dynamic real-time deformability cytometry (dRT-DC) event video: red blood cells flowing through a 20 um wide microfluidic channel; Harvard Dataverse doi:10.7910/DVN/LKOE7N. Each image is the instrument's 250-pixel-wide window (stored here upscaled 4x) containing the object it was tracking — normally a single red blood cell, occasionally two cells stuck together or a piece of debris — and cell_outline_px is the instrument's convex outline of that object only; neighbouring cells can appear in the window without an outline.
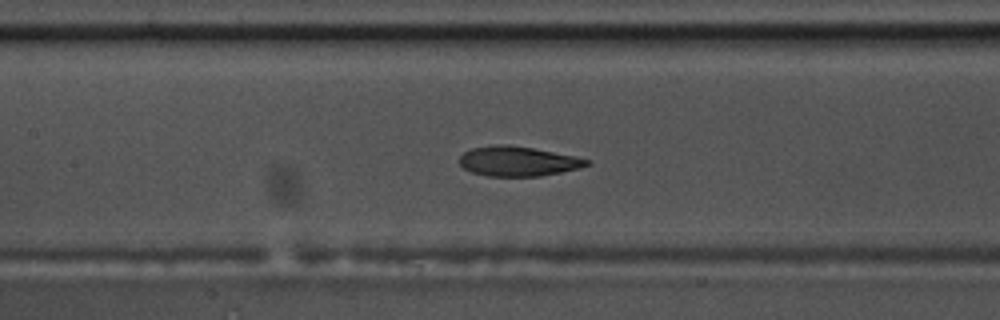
{"species": "common noctule bat (a hibernating species)", "species_latin": "Nyctalus noctula", "temperature_condition": "warm", "stored_images_in_passage": 41, "camera_frame_rate_fps": 3000, "um_per_image_px": 0.085, "animal": {"sex": "male", "body_mass_g": 17.5, "forearm_length_mm": 52.3}, "frame": {"image": 1, "passage_image": 10, "time_ms": 3.0, "image_size_px": [1000, 320], "cell_outline_px": [[592, 164], [580, 168], [540, 176], [488, 176], [472, 172], [464, 168], [456, 160], [464, 152], [472, 148], [500, 144], [508, 144], [532, 148], [576, 156], [592, 160]], "centroid_in_image_um": [44.04, 13.7], "position_along_channel_um": 163.4, "area_um2": 22.2}}
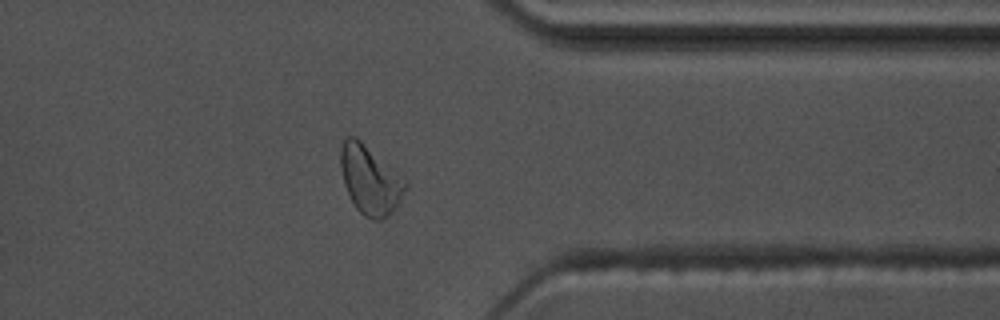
{"frame": {"image": 2, "passage_image": 29, "time_ms": 9.333, "image_size_px": [1000, 320], "cell_outline_px": [[408, 184], [400, 204], [384, 220], [372, 220], [364, 216], [356, 208], [344, 184], [340, 168], [340, 148], [344, 140], [348, 136], [356, 136], [408, 180]], "centroid_in_image_um": [31.49, 15.3], "position_along_channel_um": 379.9, "area_um2": 26.36}}
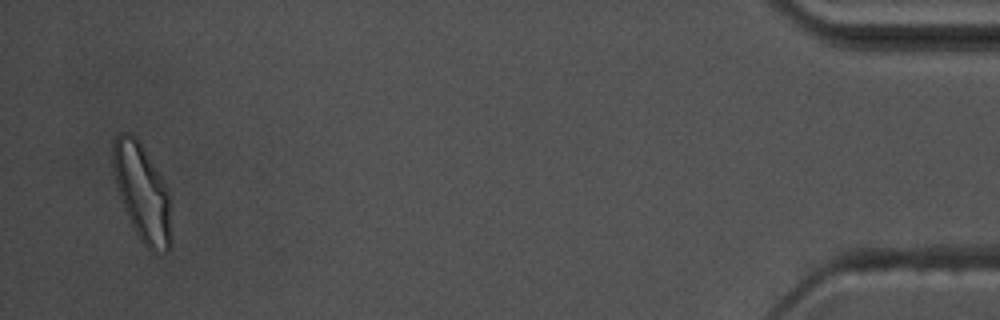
{"frame": {"image": 3, "passage_image": 39, "time_ms": 12.667, "image_size_px": [1000, 320], "cell_outline_px": [[172, 244], [164, 252], [152, 252], [140, 240], [128, 216], [120, 196], [116, 184], [112, 168], [112, 144], [116, 136], [120, 132], [128, 132], [136, 136], [168, 188], [172, 236]], "centroid_in_image_um": [12.09, 16.36], "position_along_channel_um": 423.1, "area_um2": 32.89}, "authors_computed_cell_mechanics": {"area_um2": 22.7732, "velocity_mm_per_s": 3.5467, "shape_relaxation_time_tau1_ms": 3.5436, "shape_relaxation_time_tau2_ms": 1.6924, "deformation_change_tau1": 0.1326, "deformation_change_tau2": 0.0827}}